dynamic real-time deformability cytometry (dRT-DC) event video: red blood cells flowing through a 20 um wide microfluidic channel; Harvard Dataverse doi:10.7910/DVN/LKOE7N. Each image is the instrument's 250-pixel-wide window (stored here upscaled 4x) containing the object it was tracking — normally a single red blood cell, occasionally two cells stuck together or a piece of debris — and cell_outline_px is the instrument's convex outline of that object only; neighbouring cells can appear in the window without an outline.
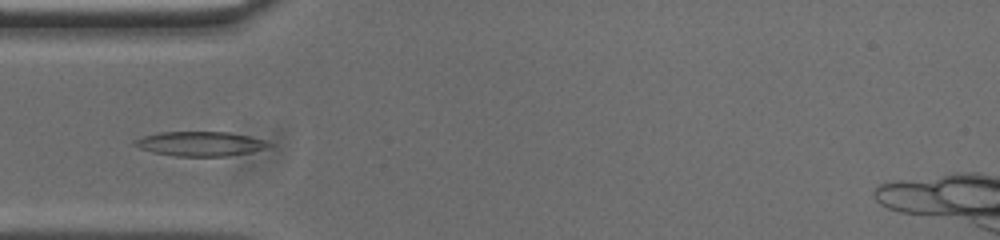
{"species": "common noctule bat (a hibernating species)", "species_latin": "Nyctalus noctula", "temperature_condition": "cold", "stored_images_in_passage": 52, "camera_frame_rate_fps": 3000, "um_per_image_px": 0.085, "animal": {"sex": "male", "body_mass_g": 20.0, "forearm_length_mm": 53.3}, "frame": {"image": 1, "passage_image": 14, "time_ms": 4.333, "image_size_px": [1000, 240], "cell_outline_px": [[272, 144], [264, 148], [248, 152], [228, 156], [176, 156], [152, 152], [140, 148], [132, 144], [132, 140], [144, 136], [160, 132], [228, 132], [248, 136], [264, 140]], "centroid_in_image_um": [16.96, 12.22], "position_along_channel_um": 68.0, "area_um2": 18.96}}
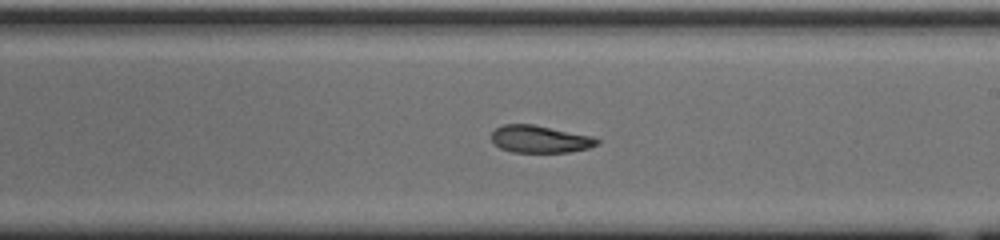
{"frame": {"image": 2, "passage_image": 28, "time_ms": 9.0, "image_size_px": [1000, 240], "cell_outline_px": [[600, 144], [588, 148], [568, 152], [512, 152], [500, 148], [492, 144], [492, 132], [496, 128], [504, 124], [532, 124], [592, 136], [600, 140]], "centroid_in_image_um": [45.88, 11.83], "position_along_channel_um": 243.1, "area_um2": 16.82}}
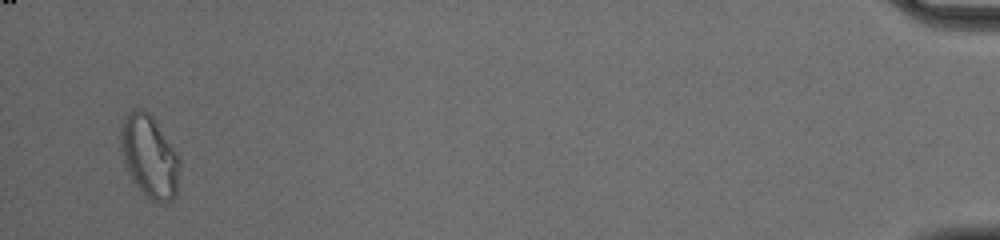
{"frame": {"image": 3, "passage_image": 50, "time_ms": 16.333, "image_size_px": [1000, 240], "cell_outline_px": [[180, 168], [176, 196], [164, 204], [156, 204], [136, 184], [128, 172], [124, 160], [120, 144], [120, 124], [132, 108], [140, 108], [148, 112], [152, 116], [180, 160]], "centroid_in_image_um": [12.69, 13.3], "position_along_channel_um": 422.5, "area_um2": 28.03}, "authors_computed_cell_mechanics": {"area_um2": 18.3515, "velocity_mm_per_s": 3.7418, "shape_relaxation_time_tau1_ms": null, "shape_relaxation_time_tau2_ms": 5.6481, "deformation_change_tau1": null, "deformation_change_tau2": 0.1235}}